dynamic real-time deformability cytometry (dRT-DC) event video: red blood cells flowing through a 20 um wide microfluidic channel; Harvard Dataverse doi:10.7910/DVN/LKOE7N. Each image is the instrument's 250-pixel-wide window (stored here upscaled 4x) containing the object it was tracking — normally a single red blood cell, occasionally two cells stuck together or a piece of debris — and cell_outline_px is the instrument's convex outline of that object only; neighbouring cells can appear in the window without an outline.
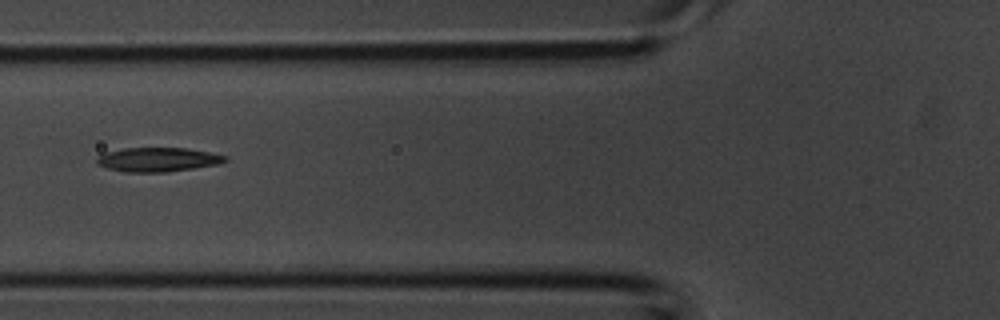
{"species": "common noctule bat (a hibernating species)", "species_latin": "Nyctalus noctula", "temperature_condition": "room temperature", "stored_images_in_passage": 6, "camera_frame_rate_fps": 3000, "um_per_image_px": 0.085, "animal": {"sex": "male", "body_mass_g": 20.1, "forearm_length_mm": 53.5}, "frame": {"image": 1, "passage_image": 6, "time_ms": 1.667, "image_size_px": [1000, 320], "cell_outline_px": [[228, 160], [216, 164], [168, 172], [124, 172], [108, 168], [96, 164], [96, 160], [104, 152], [124, 148], [188, 148], [228, 156]], "centroid_in_image_um": [13.39, 13.56], "position_along_channel_um": 112.4, "area_um2": 17.98}}